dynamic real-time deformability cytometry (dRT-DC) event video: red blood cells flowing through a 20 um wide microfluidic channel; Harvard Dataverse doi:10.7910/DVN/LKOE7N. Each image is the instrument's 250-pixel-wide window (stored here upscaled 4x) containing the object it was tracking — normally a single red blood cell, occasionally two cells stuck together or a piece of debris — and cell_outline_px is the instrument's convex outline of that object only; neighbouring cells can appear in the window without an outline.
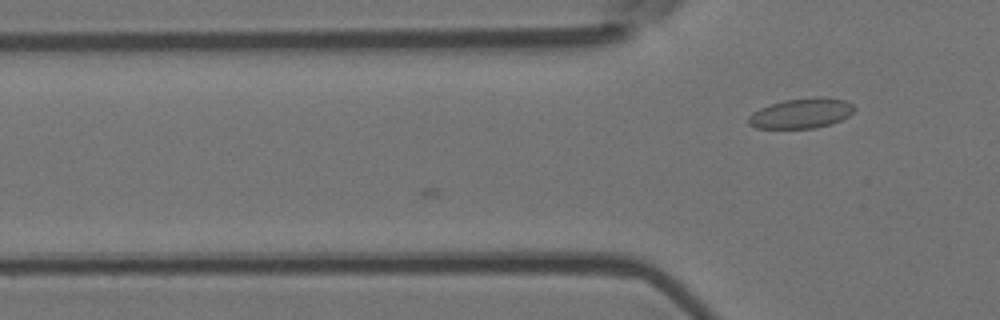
{"species": "Egyptian fruit bat (a non-hibernating species)", "species_latin": "Rousettus aegyptiacus", "temperature_condition": "room temperature", "stored_images_in_passage": 4, "camera_frame_rate_fps": 3000, "um_per_image_px": 0.085, "animal": {"sex": "female"}, "frame": {"image": 1, "passage_image": 4, "time_ms": 1.0, "image_size_px": [1000, 320], "cell_outline_px": [[856, 108], [848, 116], [832, 124], [816, 128], [756, 128], [748, 124], [748, 116], [752, 112], [760, 108], [784, 100], [816, 96], [828, 96], [844, 100], [852, 104]], "centroid_in_image_um": [68.12, 9.62], "position_along_channel_um": 57.7, "area_um2": 18.73}}